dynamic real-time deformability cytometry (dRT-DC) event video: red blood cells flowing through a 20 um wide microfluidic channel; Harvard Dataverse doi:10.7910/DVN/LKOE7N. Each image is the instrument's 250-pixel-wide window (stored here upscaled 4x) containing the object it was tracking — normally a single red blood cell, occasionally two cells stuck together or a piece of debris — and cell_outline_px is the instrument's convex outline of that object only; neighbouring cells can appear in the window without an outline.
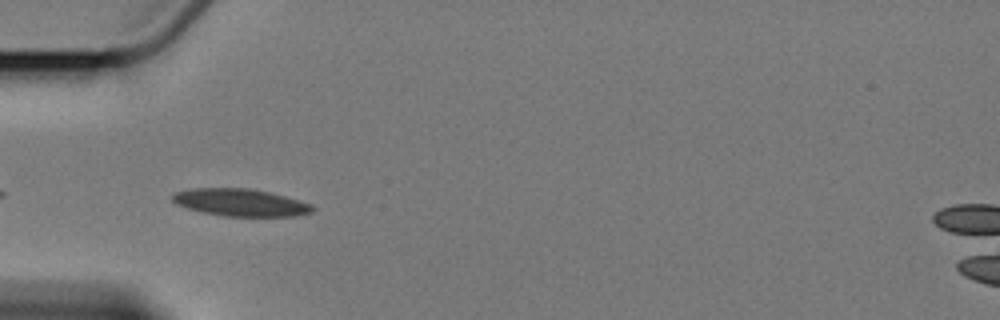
{"species": "Egyptian fruit bat (a non-hibernating species)", "species_latin": "Rousettus aegyptiacus", "temperature_condition": "cold", "stored_images_in_passage": 5, "camera_frame_rate_fps": 3000, "um_per_image_px": 0.085, "animal": {"sex": "female"}, "frame": {"image": 1, "passage_image": 4, "time_ms": 3.667, "image_size_px": [1000, 320], "cell_outline_px": [[316, 208], [312, 212], [296, 216], [224, 216], [204, 212], [188, 208], [176, 204], [172, 200], [172, 196], [176, 192], [192, 188], [248, 188], [268, 192], [300, 200], [312, 204]], "centroid_in_image_um": [20.47, 17.21], "position_along_channel_um": 64.5, "area_um2": 22.2}}
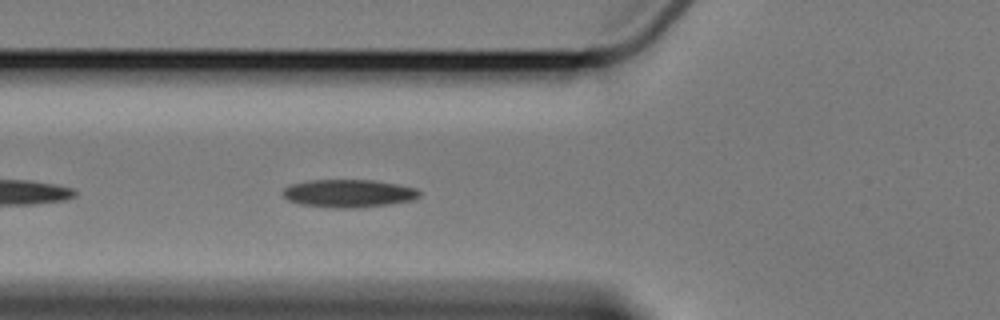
{"frame": {"image": 2, "passage_image": 5, "time_ms": 4.667, "image_size_px": [1000, 320], "cell_outline_px": [[420, 196], [412, 200], [388, 204], [356, 208], [332, 208], [300, 204], [288, 200], [280, 192], [284, 188], [292, 184], [312, 180], [376, 180], [416, 188], [420, 192]], "centroid_in_image_um": [29.62, 16.44], "position_along_channel_um": 96.2, "area_um2": 22.2}}